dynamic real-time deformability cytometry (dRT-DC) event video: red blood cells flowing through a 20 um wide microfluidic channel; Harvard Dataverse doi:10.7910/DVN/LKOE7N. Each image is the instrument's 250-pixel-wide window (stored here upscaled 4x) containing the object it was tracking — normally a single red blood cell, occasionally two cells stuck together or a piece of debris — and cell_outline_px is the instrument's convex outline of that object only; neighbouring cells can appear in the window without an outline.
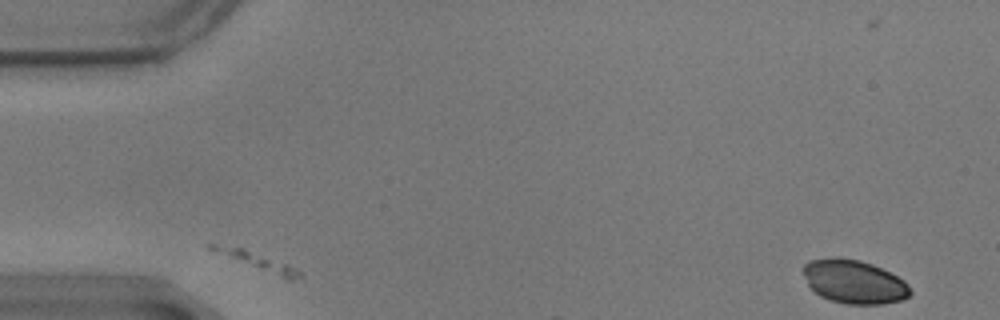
{"species": "common noctule bat (a hibernating species)", "species_latin": "Nyctalus noctula", "temperature_condition": "warm", "stored_images_in_passage": 3, "camera_frame_rate_fps": 3000, "um_per_image_px": 0.085, "animal": {"sex": "male", "body_mass_g": 17.9}, "frame": {"image": 1, "passage_image": 3, "time_ms": 0.667, "image_size_px": [1000, 320], "cell_outline_px": [[912, 292], [904, 300], [880, 304], [844, 304], [820, 296], [808, 284], [804, 272], [804, 264], [808, 260], [860, 260], [872, 264], [904, 280], [908, 284]], "centroid_in_image_um": [72.65, 23.99], "position_along_channel_um": 12.3, "area_um2": 26.41}}